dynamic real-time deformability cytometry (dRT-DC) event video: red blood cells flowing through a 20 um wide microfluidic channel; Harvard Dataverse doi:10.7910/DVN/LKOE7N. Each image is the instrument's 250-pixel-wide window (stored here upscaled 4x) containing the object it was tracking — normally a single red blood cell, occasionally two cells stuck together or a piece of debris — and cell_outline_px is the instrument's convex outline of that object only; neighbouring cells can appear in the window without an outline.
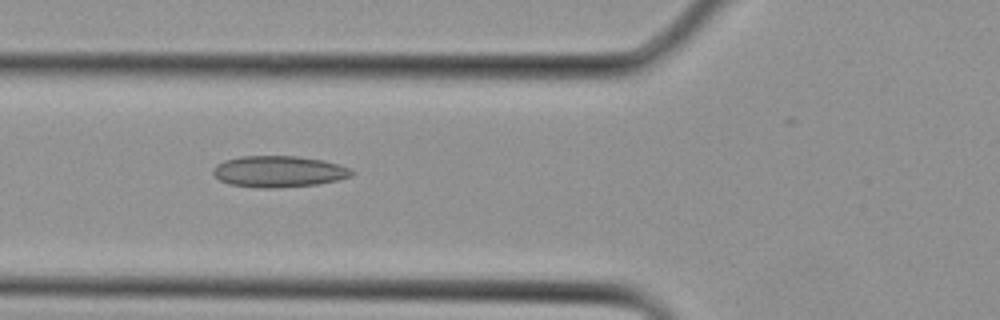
{"species": "Egyptian fruit bat (a non-hibernating species)", "species_latin": "Rousettus aegyptiacus", "temperature_condition": "cold", "stored_images_in_passage": 9, "camera_frame_rate_fps": 3000, "um_per_image_px": 0.085, "animal": {"sex": "female"}, "frame": {"image": 1, "passage_image": 3, "time_ms": 0.667, "image_size_px": [1000, 320], "cell_outline_px": [[356, 172], [352, 176], [336, 180], [316, 184], [276, 188], [256, 188], [228, 184], [220, 180], [212, 172], [212, 168], [216, 164], [224, 160], [240, 156], [296, 156], [324, 160], [340, 164]], "centroid_in_image_um": [23.67, 14.57], "position_along_channel_um": 102.1, "area_um2": 25.49}}
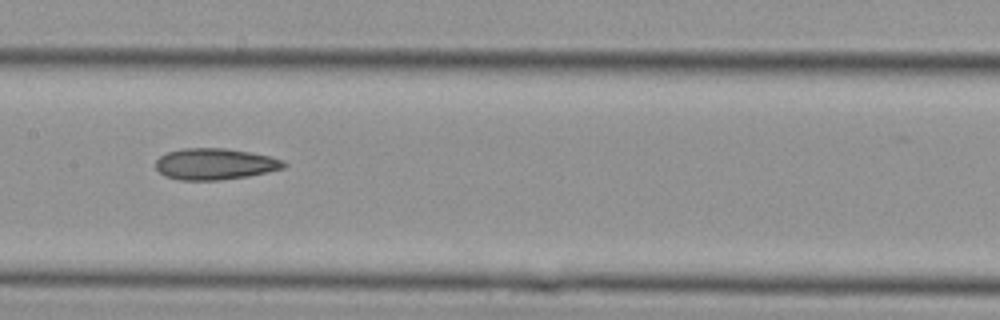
{"frame": {"image": 2, "passage_image": 7, "time_ms": 2.0, "image_size_px": [1000, 320], "cell_outline_px": [[288, 164], [284, 168], [268, 172], [248, 176], [220, 180], [180, 180], [164, 176], [156, 168], [156, 160], [160, 156], [168, 152], [184, 148], [224, 148], [248, 152], [268, 156], [284, 160]], "centroid_in_image_um": [18.27, 13.95], "position_along_channel_um": 189.1, "area_um2": 23.35}}
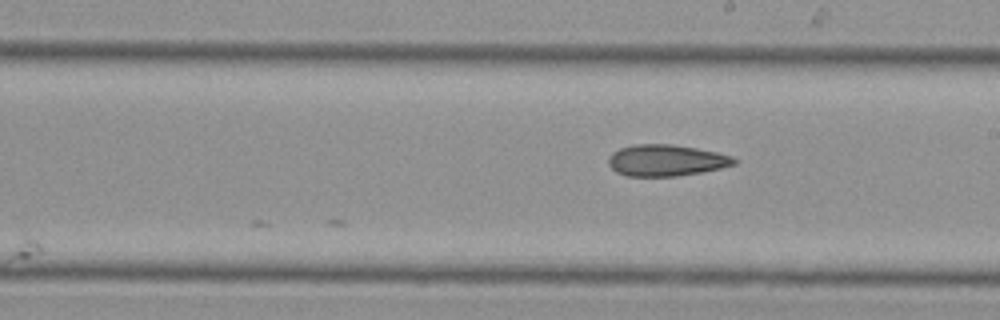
{"frame": {"image": 3, "passage_image": 9, "time_ms": 2.667, "image_size_px": [1000, 320], "cell_outline_px": [[740, 160], [736, 164], [720, 168], [700, 172], [676, 176], [628, 176], [616, 172], [608, 164], [608, 156], [612, 152], [620, 148], [636, 144], [672, 144], [696, 148], [716, 152], [732, 156]], "centroid_in_image_um": [56.62, 13.62], "position_along_channel_um": 232.4, "area_um2": 23.06}}